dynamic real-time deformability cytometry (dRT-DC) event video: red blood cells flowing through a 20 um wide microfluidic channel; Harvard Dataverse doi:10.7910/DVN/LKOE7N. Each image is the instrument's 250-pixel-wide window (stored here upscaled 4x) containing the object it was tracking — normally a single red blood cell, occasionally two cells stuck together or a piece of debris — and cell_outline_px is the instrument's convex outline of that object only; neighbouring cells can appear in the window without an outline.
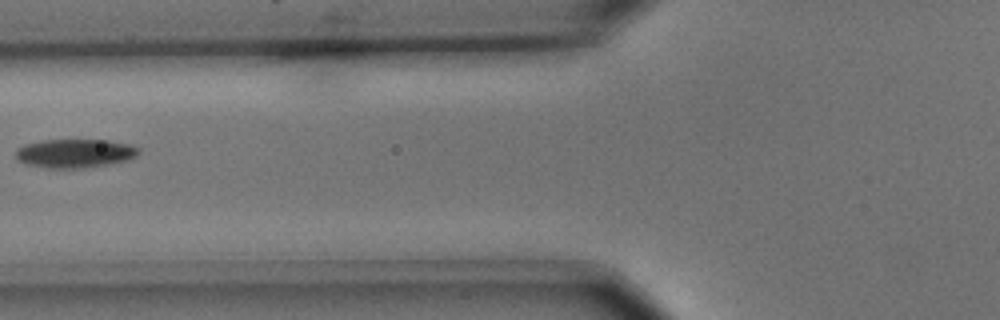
{"species": "common noctule bat (a hibernating species)", "species_latin": "Nyctalus noctula", "temperature_condition": "cold", "stored_images_in_passage": 3, "camera_frame_rate_fps": 3000, "um_per_image_px": 0.085, "animal": {"sex": "male", "body_mass_g": 15.6}, "frame": {"image": 1, "passage_image": 2, "time_ms": 0.333, "image_size_px": [1000, 320], "cell_outline_px": [[140, 152], [136, 156], [128, 160], [108, 164], [84, 168], [48, 168], [28, 164], [16, 160], [16, 148], [24, 144], [44, 140], [108, 140], [132, 144], [140, 148]], "centroid_in_image_um": [6.39, 13.03], "position_along_channel_um": 119.4, "area_um2": 20.75}}